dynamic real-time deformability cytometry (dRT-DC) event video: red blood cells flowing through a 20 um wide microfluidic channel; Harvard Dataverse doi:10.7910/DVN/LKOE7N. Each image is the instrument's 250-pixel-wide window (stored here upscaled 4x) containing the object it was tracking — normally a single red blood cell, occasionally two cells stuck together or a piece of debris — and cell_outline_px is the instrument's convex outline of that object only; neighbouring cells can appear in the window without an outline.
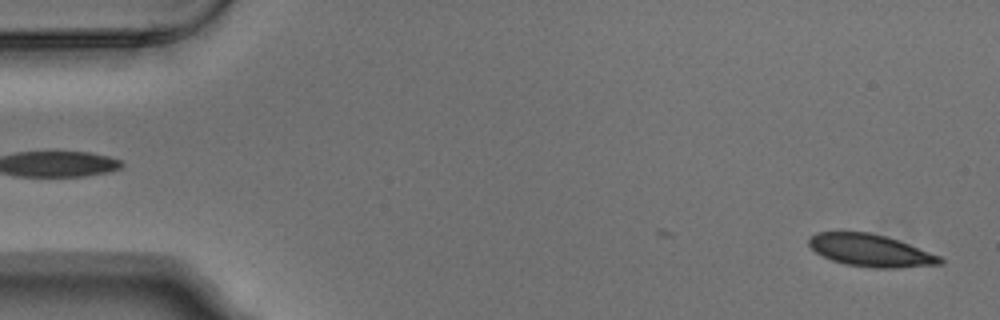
{"species": "Egyptian fruit bat (a non-hibernating species)", "species_latin": "Rousettus aegyptiacus", "temperature_condition": "warm", "stored_images_in_passage": 6, "camera_frame_rate_fps": 3000, "um_per_image_px": 0.085, "animal": {"sex": "male"}, "frame": {"image": 1, "passage_image": 1, "time_ms": 0.0, "image_size_px": [1000, 320], "cell_outline_px": [[944, 264], [896, 268], [872, 268], [844, 264], [832, 260], [816, 252], [808, 244], [808, 240], [816, 232], [868, 232], [888, 236], [940, 256], [944, 260]], "centroid_in_image_um": [74.02, 21.29], "position_along_channel_um": 11.0, "area_um2": 24.68}}
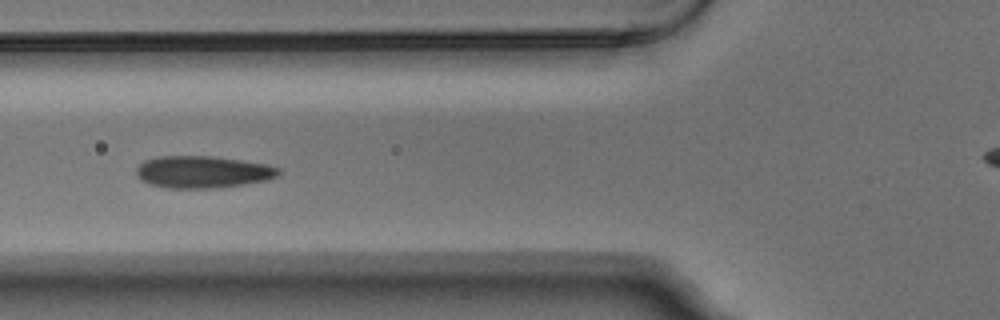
{"frame": {"image": 2, "passage_image": 6, "time_ms": 1.667, "image_size_px": [1000, 320], "cell_outline_px": [[280, 176], [268, 180], [244, 184], [216, 188], [168, 188], [148, 184], [140, 180], [136, 176], [136, 168], [144, 160], [156, 156], [212, 156], [268, 164], [280, 168]], "centroid_in_image_um": [17.23, 14.61], "position_along_channel_um": 108.6, "area_um2": 26.93}}